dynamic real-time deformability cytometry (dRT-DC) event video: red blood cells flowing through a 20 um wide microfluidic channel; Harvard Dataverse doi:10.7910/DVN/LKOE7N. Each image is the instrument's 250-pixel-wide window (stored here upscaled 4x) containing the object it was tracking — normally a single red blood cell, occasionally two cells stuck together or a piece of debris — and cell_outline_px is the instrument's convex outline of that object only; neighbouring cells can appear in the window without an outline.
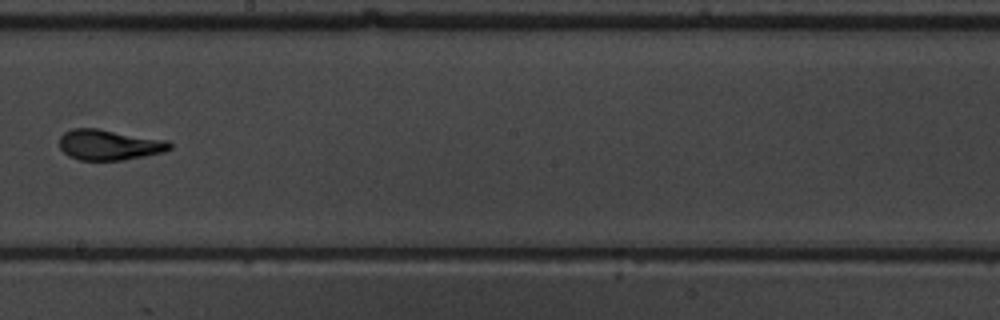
{"species": "common noctule bat (a hibernating species)", "species_latin": "Nyctalus noctula", "temperature_condition": "warm", "stored_images_in_passage": 10, "camera_frame_rate_fps": 3000, "um_per_image_px": 0.085, "animal": {"sex": "male", "body_mass_g": 19.5, "forearm_length_mm": 54.6}, "frame": {"image": 1, "passage_image": 10, "time_ms": 11.333, "image_size_px": [1000, 320], "cell_outline_px": [[172, 148], [164, 152], [124, 160], [80, 160], [68, 156], [60, 148], [60, 136], [64, 132], [76, 128], [96, 128], [168, 140], [172, 144]], "centroid_in_image_um": [9.3, 12.31], "position_along_channel_um": 238.9, "area_um2": 19.65}}